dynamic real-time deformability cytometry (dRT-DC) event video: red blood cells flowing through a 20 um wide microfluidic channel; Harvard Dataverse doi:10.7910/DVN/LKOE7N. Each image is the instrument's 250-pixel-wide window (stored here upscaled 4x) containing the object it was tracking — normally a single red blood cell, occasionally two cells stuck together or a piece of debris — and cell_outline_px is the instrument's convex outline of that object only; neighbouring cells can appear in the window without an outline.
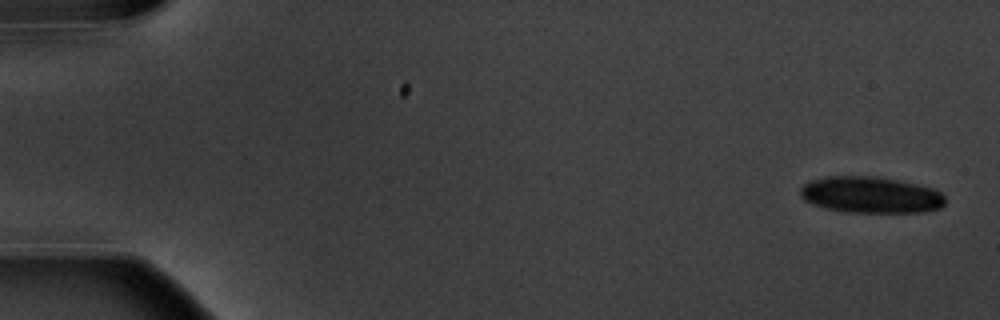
{"species": "common noctule bat (a hibernating species)", "species_latin": "Nyctalus noctula", "temperature_condition": "warm", "stored_images_in_passage": 5, "camera_frame_rate_fps": 3000, "um_per_image_px": 0.085, "animal": {"sex": "male", "body_mass_g": 20.1, "forearm_length_mm": 53.5}, "frame": {"image": 1, "passage_image": 1, "time_ms": 0.0, "image_size_px": [1000, 320], "cell_outline_px": [[944, 204], [940, 208], [924, 212], [844, 212], [824, 208], [812, 204], [804, 200], [800, 196], [800, 188], [804, 184], [812, 180], [828, 176], [880, 176], [916, 184], [932, 188], [940, 192], [944, 196]], "centroid_in_image_um": [73.99, 16.56], "position_along_channel_um": 11.0, "area_um2": 30.87}}